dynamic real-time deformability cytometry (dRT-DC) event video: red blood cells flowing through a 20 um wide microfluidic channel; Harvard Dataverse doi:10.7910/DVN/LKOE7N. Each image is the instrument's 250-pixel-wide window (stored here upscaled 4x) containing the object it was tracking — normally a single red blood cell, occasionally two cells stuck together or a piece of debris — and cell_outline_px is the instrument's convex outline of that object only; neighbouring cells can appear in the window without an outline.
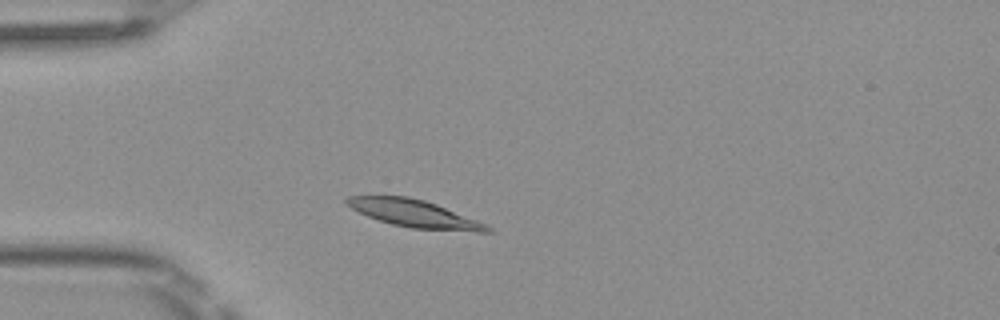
{"species": "Egyptian fruit bat (a non-hibernating species)", "species_latin": "Rousettus aegyptiacus", "temperature_condition": "room temperature", "stored_images_in_passage": 38, "camera_frame_rate_fps": 3000, "um_per_image_px": 0.085, "frame": {"image": 1, "passage_image": 1, "time_ms": 0.0, "image_size_px": [1000, 320], "cell_outline_px": [[492, 232], [476, 232], [412, 228], [392, 224], [368, 216], [344, 204], [344, 200], [348, 196], [408, 196], [424, 200], [436, 204], [488, 224], [492, 228]], "centroid_in_image_um": [35.26, 18.16], "position_along_channel_um": 49.7, "area_um2": 22.37}}
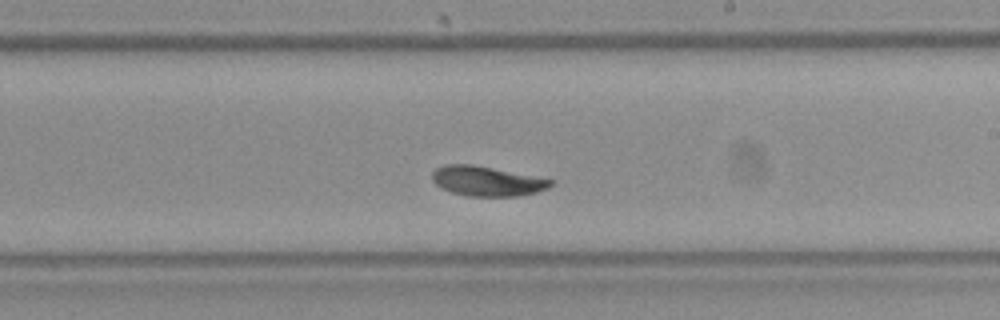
{"frame": {"image": 2, "passage_image": 17, "time_ms": 5.333, "image_size_px": [1000, 320], "cell_outline_px": [[552, 184], [548, 188], [536, 192], [520, 196], [468, 196], [452, 192], [436, 184], [432, 180], [432, 172], [436, 168], [448, 164], [472, 164], [552, 180]], "centroid_in_image_um": [41.36, 15.4], "position_along_channel_um": 247.6, "area_um2": 20.17}}
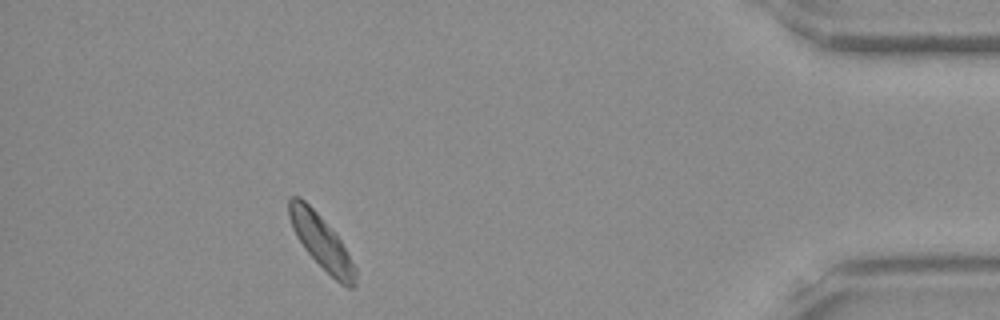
{"frame": {"image": 3, "passage_image": 33, "time_ms": 10.667, "image_size_px": [1000, 320], "cell_outline_px": [[356, 284], [352, 288], [348, 288], [340, 284], [304, 248], [292, 228], [288, 216], [288, 200], [292, 196], [300, 196], [320, 216], [340, 240], [356, 268]], "centroid_in_image_um": [27.3, 20.56], "position_along_channel_um": 407.9, "area_um2": 20.23}, "authors_computed_cell_mechanics": {"area_um2": 20.6346, "velocity_mm_per_s": 3.9845, "shape_relaxation_time_tau1_ms": 3.0949, "shape_relaxation_time_tau2_ms": 1.0931, "deformation_change_tau1": 0.1408, "deformation_change_tau2": 0.0459}}